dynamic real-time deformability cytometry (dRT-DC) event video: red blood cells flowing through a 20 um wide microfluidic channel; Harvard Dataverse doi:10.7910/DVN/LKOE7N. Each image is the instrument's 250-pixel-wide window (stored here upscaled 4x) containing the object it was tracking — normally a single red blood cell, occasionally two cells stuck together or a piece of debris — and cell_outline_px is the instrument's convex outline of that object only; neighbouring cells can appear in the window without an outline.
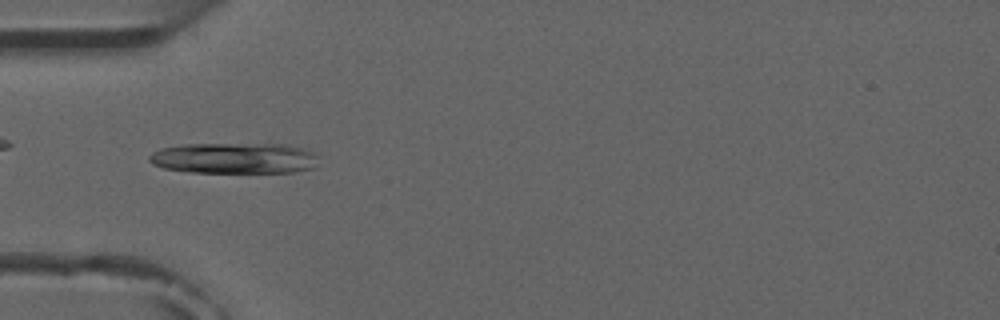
{"species": "common noctule bat (a hibernating species)", "species_latin": "Nyctalus noctula", "temperature_condition": "room temperature", "stored_images_in_passage": 8, "camera_frame_rate_fps": 3000, "um_per_image_px": 0.085, "animal": {"sex": "male", "forearm_length_mm": 52.5}, "frame": {"image": 1, "passage_image": 5, "time_ms": 4.667, "image_size_px": [1000, 320], "cell_outline_px": [[320, 156], [316, 168], [292, 172], [192, 172], [164, 168], [152, 164], [148, 160], [148, 156], [152, 152], [160, 148], [184, 144], [288, 144], [304, 148], [316, 152]], "centroid_in_image_um": [19.98, 13.43], "position_along_channel_um": 65.0, "area_um2": 30.92}}
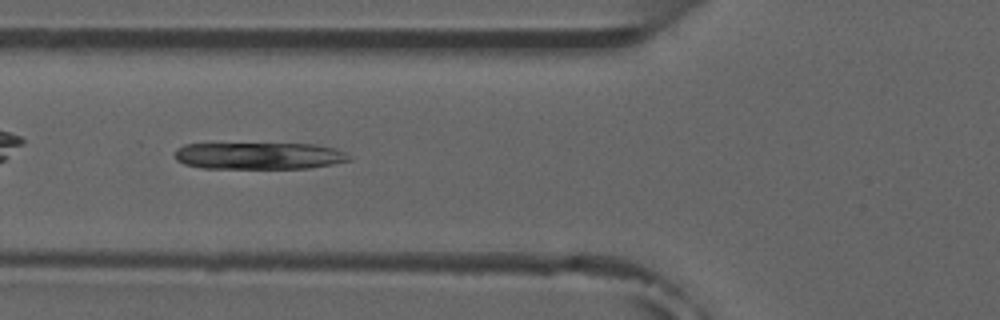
{"frame": {"image": 2, "passage_image": 6, "time_ms": 5.667, "image_size_px": [1000, 320], "cell_outline_px": [[352, 160], [332, 164], [308, 168], [204, 168], [184, 164], [176, 160], [172, 152], [176, 148], [184, 144], [312, 144], [336, 148], [352, 156]], "centroid_in_image_um": [22.0, 13.24], "position_along_channel_um": 103.8, "area_um2": 27.46}}
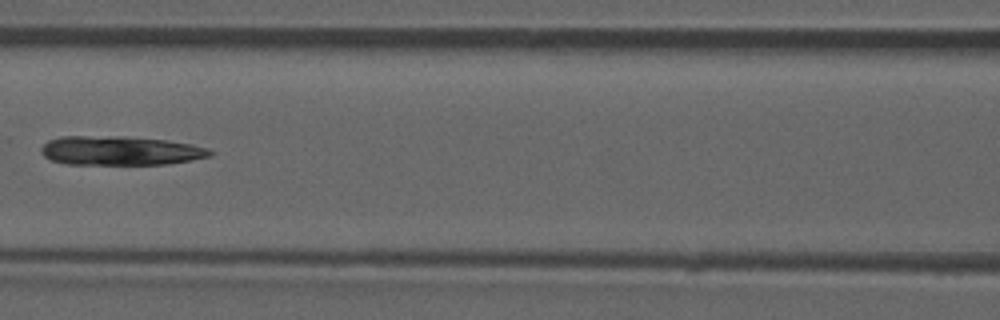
{"frame": {"image": 3, "passage_image": 7, "time_ms": 7.0, "image_size_px": [1000, 320], "cell_outline_px": [[216, 152], [212, 156], [192, 160], [168, 164], [68, 164], [52, 160], [44, 156], [40, 152], [40, 148], [48, 140], [60, 136], [124, 136], [168, 140], [192, 144], [208, 148]], "centroid_in_image_um": [10.26, 12.8], "position_along_channel_um": 156.3, "area_um2": 28.96}}